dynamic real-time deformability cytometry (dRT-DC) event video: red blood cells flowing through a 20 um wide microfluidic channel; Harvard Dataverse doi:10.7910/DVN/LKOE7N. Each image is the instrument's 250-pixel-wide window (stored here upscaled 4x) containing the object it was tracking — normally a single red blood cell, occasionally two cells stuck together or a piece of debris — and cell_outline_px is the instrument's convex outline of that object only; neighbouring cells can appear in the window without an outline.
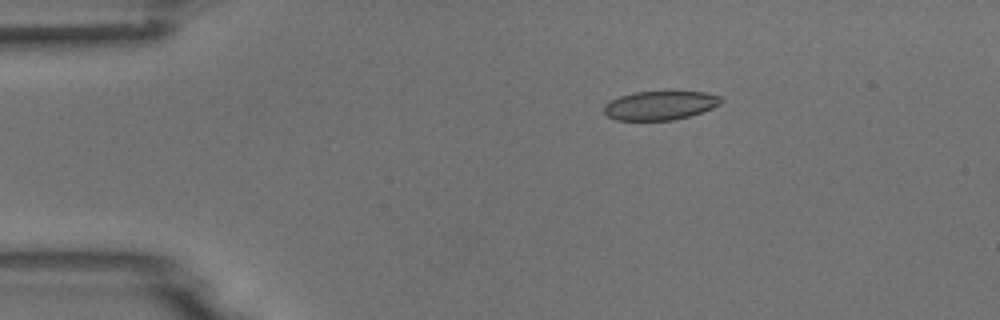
{"species": "common noctule bat (a hibernating species)", "species_latin": "Nyctalus noctula", "temperature_condition": "room temperature", "stored_images_in_passage": 6, "camera_frame_rate_fps": 3000, "um_per_image_px": 0.085, "animal": {"sex": "male", "body_mass_g": 18.8}, "frame": {"image": 1, "passage_image": 3, "time_ms": 2.333, "image_size_px": [1000, 320], "cell_outline_px": [[724, 100], [720, 104], [712, 108], [688, 116], [672, 120], [616, 120], [608, 116], [604, 112], [604, 104], [620, 96], [636, 92], [704, 92], [720, 96]], "centroid_in_image_um": [56.11, 8.96], "position_along_channel_um": 28.9, "area_um2": 19.48}}
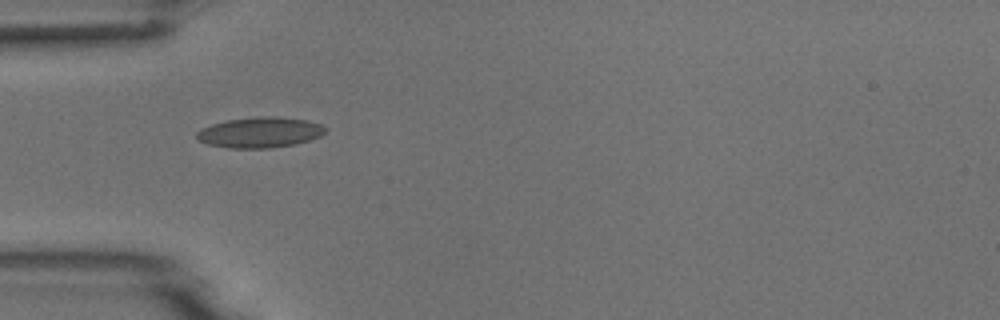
{"frame": {"image": 2, "passage_image": 5, "time_ms": 4.667, "image_size_px": [1000, 320], "cell_outline_px": [[328, 132], [320, 136], [296, 144], [272, 148], [228, 148], [208, 144], [200, 140], [196, 136], [196, 132], [200, 128], [212, 124], [228, 120], [260, 116], [276, 116], [308, 120], [320, 124], [328, 128]], "centroid_in_image_um": [22.13, 11.25], "position_along_channel_um": 62.9, "area_um2": 23.06}}
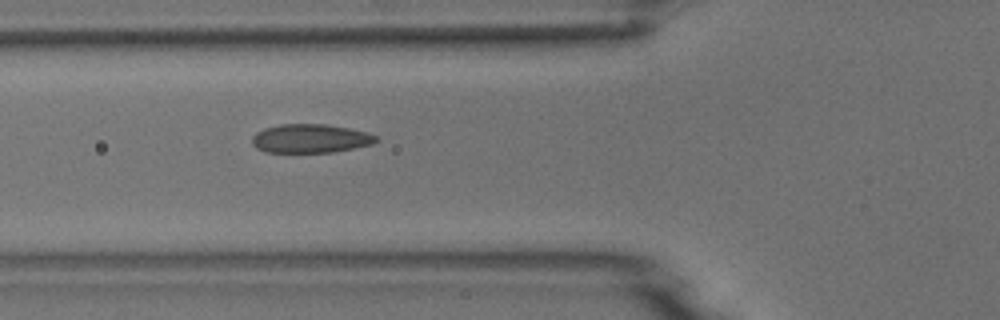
{"frame": {"image": 3, "passage_image": 6, "time_ms": 5.667, "image_size_px": [1000, 320], "cell_outline_px": [[380, 140], [372, 144], [332, 152], [264, 152], [256, 148], [252, 144], [252, 136], [256, 132], [264, 128], [280, 124], [328, 124], [368, 132], [380, 136]], "centroid_in_image_um": [26.4, 11.76], "position_along_channel_um": 99.4, "area_um2": 20.98}}